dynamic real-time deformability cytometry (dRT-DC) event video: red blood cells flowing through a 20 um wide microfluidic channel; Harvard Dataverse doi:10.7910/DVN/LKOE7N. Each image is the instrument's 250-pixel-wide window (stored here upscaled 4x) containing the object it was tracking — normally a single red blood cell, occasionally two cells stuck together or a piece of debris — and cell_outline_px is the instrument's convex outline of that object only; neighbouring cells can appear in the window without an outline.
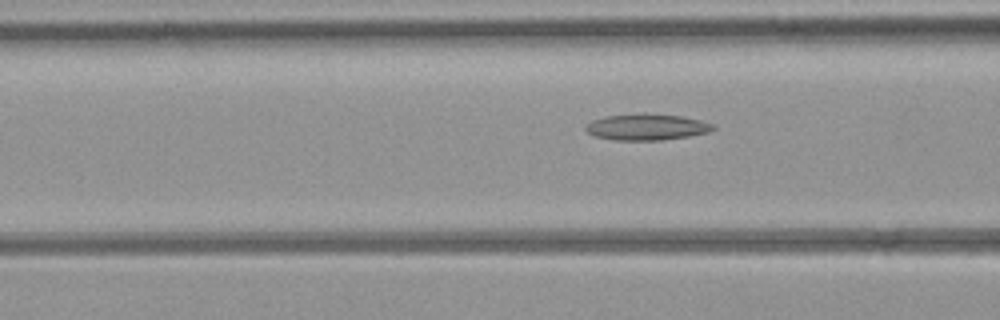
{"species": "common noctule bat (a hibernating species)", "species_latin": "Nyctalus noctula", "temperature_condition": "room temperature", "stored_images_in_passage": 6, "camera_frame_rate_fps": 3000, "um_per_image_px": 0.085, "animal": {"sex": "female", "body_mass_g": 21.9}, "frame": {"image": 1, "passage_image": 6, "time_ms": 7.0, "image_size_px": [1000, 320], "cell_outline_px": [[716, 128], [708, 132], [688, 136], [660, 140], [616, 140], [596, 136], [588, 132], [584, 128], [584, 124], [592, 120], [604, 116], [636, 112], [644, 112], [680, 116], [700, 120], [716, 124]], "centroid_in_image_um": [54.95, 10.77], "position_along_channel_um": 111.7, "area_um2": 19.83}}